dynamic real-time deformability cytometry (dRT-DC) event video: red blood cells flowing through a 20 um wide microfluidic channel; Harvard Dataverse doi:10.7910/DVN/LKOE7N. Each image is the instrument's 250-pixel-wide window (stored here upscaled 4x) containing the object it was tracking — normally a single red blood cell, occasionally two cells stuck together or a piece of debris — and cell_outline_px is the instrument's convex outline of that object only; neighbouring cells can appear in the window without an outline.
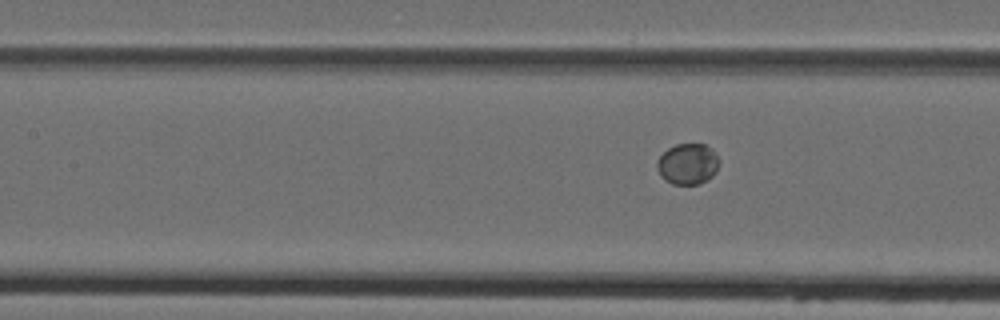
{"species": "Egyptian fruit bat (a non-hibernating species)", "species_latin": "Rousettus aegyptiacus", "temperature_condition": "cold", "stored_images_in_passage": 4, "camera_frame_rate_fps": 3000, "um_per_image_px": 0.085, "animal": {"sex": "female"}, "frame": {"image": 1, "passage_image": 4, "time_ms": 7.667, "image_size_px": [1000, 320], "cell_outline_px": [[720, 160], [716, 172], [712, 176], [700, 184], [672, 184], [664, 180], [660, 176], [656, 168], [656, 160], [668, 148], [676, 144], [704, 144], [712, 148]], "centroid_in_image_um": [58.44, 13.94], "position_along_channel_um": 149.0, "area_um2": 15.03}}